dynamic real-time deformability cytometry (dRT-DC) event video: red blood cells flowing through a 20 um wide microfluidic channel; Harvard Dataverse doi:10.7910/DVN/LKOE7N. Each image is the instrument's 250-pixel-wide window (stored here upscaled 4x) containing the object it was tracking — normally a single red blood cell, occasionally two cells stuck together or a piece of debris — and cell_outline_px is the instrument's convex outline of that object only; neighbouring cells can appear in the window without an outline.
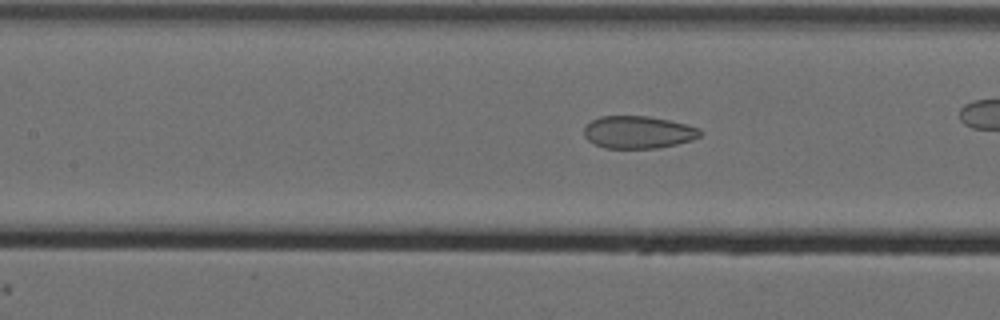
{"species": "Egyptian fruit bat (a non-hibernating species)", "species_latin": "Rousettus aegyptiacus", "temperature_condition": "cold", "stored_images_in_passage": 50, "camera_frame_rate_fps": 3000, "um_per_image_px": 0.085, "animal": {"sex": "female"}, "frame": {"image": 1, "passage_image": 29, "time_ms": 9.333, "image_size_px": [1000, 320], "cell_outline_px": [[700, 136], [692, 140], [676, 144], [656, 148], [604, 148], [588, 140], [584, 136], [584, 128], [592, 120], [600, 116], [648, 116], [688, 124], [700, 128]], "centroid_in_image_um": [54.25, 11.23], "position_along_channel_um": 153.2, "area_um2": 21.91}}
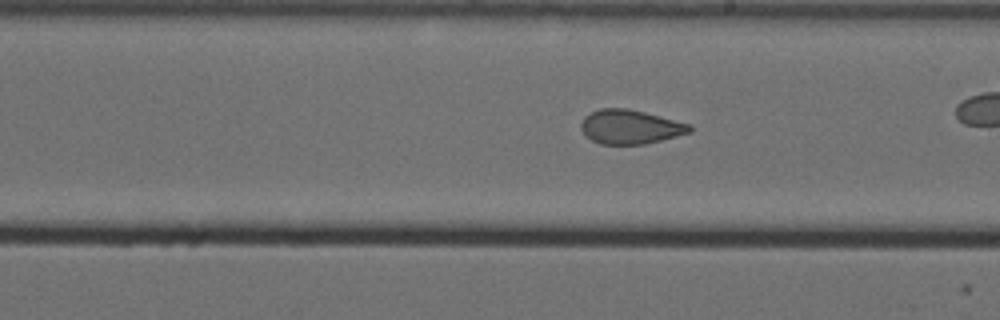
{"frame": {"image": 2, "passage_image": 36, "time_ms": 11.667, "image_size_px": [1000, 320], "cell_outline_px": [[692, 132], [644, 144], [600, 144], [592, 140], [580, 128], [580, 124], [584, 116], [600, 108], [628, 108], [692, 124]], "centroid_in_image_um": [53.58, 10.77], "position_along_channel_um": 235.4, "area_um2": 21.56}}
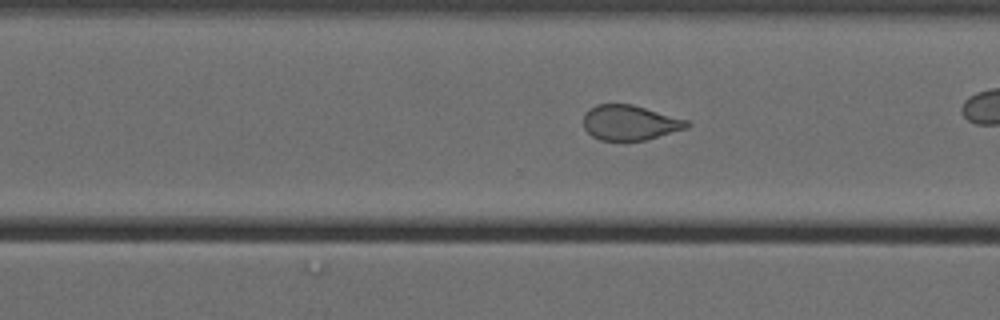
{"frame": {"image": 3, "passage_image": 43, "time_ms": 14.0, "image_size_px": [1000, 320], "cell_outline_px": [[692, 124], [688, 128], [644, 140], [600, 140], [592, 136], [584, 128], [584, 112], [588, 108], [596, 104], [632, 104], [688, 120]], "centroid_in_image_um": [53.53, 10.41], "position_along_channel_um": 317.1, "area_um2": 21.15}, "authors_computed_cell_mechanics": {"area_um2": 24.1604, "velocity_mm_per_s": 3.5161, "shape_relaxation_time_tau1_ms": null, "shape_relaxation_time_tau2_ms": 2.0168, "deformation_change_tau1": null, "deformation_change_tau2": 0.0884}}